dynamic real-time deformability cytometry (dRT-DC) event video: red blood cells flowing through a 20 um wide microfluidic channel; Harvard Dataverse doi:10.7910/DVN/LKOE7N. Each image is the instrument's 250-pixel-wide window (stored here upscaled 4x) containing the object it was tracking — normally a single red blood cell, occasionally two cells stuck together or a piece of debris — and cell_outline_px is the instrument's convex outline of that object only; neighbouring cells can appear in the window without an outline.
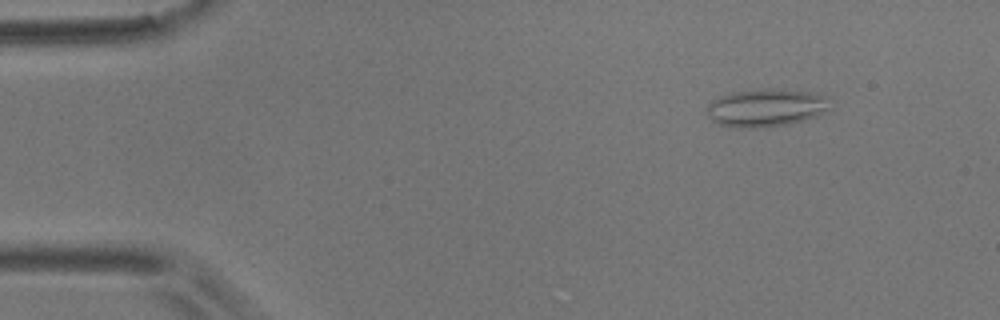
{"species": "common noctule bat (a hibernating species)", "species_latin": "Nyctalus noctula", "temperature_condition": "room temperature", "stored_images_in_passage": 4, "camera_frame_rate_fps": 3000, "um_per_image_px": 0.085, "animal": {"sex": "male", "body_mass_g": 17.9}, "frame": {"image": 1, "passage_image": 1, "time_ms": 0.0, "image_size_px": [1000, 320], "cell_outline_px": [[836, 104], [832, 108], [820, 116], [788, 124], [764, 128], [736, 128], [720, 124], [712, 120], [704, 112], [708, 104], [712, 100], [720, 96], [732, 92], [772, 88], [812, 92], [824, 96]], "centroid_in_image_um": [65.17, 9.17], "position_along_channel_um": 19.8, "area_um2": 27.86}}